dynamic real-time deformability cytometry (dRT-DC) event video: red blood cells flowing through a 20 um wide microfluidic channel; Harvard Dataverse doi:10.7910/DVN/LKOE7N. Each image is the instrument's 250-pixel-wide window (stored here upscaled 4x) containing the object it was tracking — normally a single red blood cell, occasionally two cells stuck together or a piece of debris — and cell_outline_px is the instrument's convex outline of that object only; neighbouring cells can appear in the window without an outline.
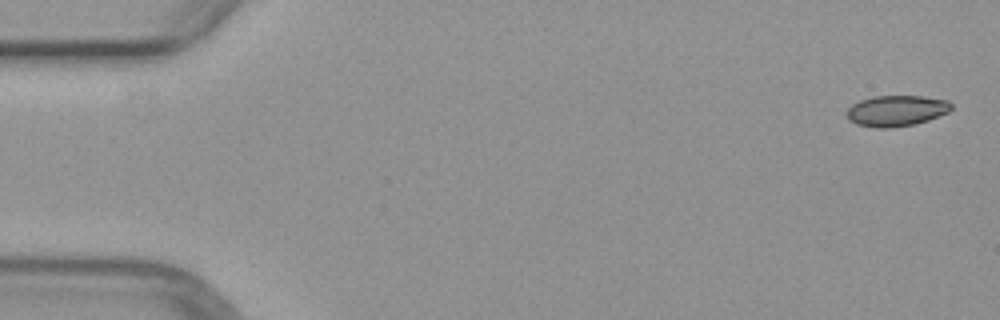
{"species": "common noctule bat (a hibernating species)", "species_latin": "Nyctalus noctula", "temperature_condition": "warm", "stored_images_in_passage": 4, "camera_frame_rate_fps": 3000, "um_per_image_px": 0.085, "animal": {"sex": "female", "body_mass_g": 29.2, "forearm_length_mm": 56.3}, "frame": {"image": 1, "passage_image": 1, "time_ms": 0.0, "image_size_px": [1000, 320], "cell_outline_px": [[952, 108], [948, 112], [928, 120], [916, 124], [888, 128], [876, 128], [856, 124], [848, 120], [844, 112], [852, 104], [860, 100], [872, 96], [924, 96], [948, 100], [952, 104]], "centroid_in_image_um": [76.16, 9.41], "position_along_channel_um": 8.8, "area_um2": 19.07}}